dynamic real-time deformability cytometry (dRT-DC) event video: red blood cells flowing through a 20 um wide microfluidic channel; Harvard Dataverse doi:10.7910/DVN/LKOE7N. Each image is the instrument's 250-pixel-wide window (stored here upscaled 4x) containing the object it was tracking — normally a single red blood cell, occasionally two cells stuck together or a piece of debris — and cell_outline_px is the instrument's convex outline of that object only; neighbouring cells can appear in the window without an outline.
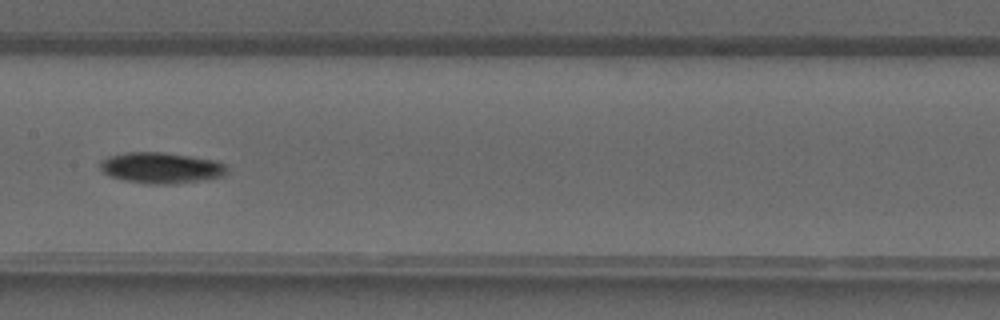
{"species": "common noctule bat (a hibernating species)", "species_latin": "Nyctalus noctula", "temperature_condition": "warm", "stored_images_in_passage": 30, "camera_frame_rate_fps": 3000, "um_per_image_px": 0.085, "animal": {"sex": "male", "forearm_length_mm": 52.5}, "frame": {"image": 1, "passage_image": 10, "time_ms": 3.0, "image_size_px": [1000, 320], "cell_outline_px": [[228, 172], [224, 176], [200, 180], [172, 184], [148, 184], [124, 180], [112, 176], [104, 172], [100, 168], [100, 160], [108, 156], [124, 152], [164, 152], [216, 160], [224, 164], [228, 168]], "centroid_in_image_um": [13.7, 14.26], "position_along_channel_um": 193.7, "area_um2": 22.95}}
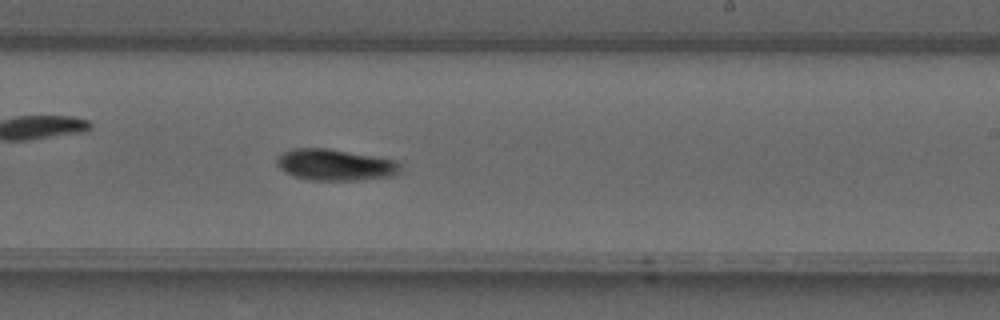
{"frame": {"image": 2, "passage_image": 14, "time_ms": 4.333, "image_size_px": [1000, 320], "cell_outline_px": [[400, 172], [388, 176], [356, 180], [308, 180], [292, 176], [284, 172], [276, 164], [276, 156], [280, 152], [292, 148], [328, 148], [396, 160], [400, 164]], "centroid_in_image_um": [28.4, 14.0], "position_along_channel_um": 260.6, "area_um2": 22.72}}
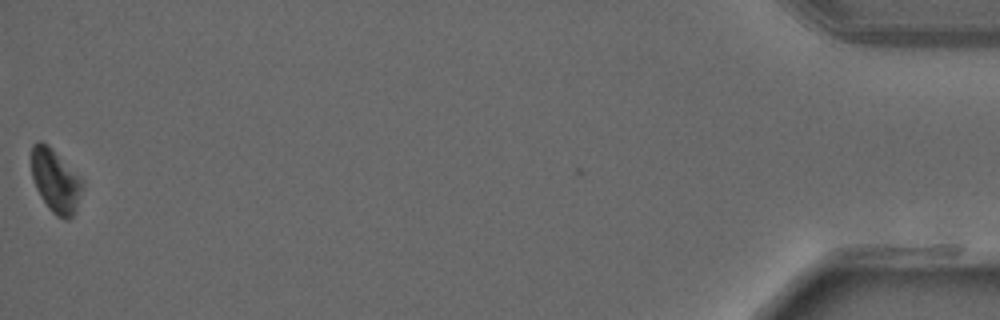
{"frame": {"image": 3, "passage_image": 30, "time_ms": 9.667, "image_size_px": [1000, 320], "cell_outline_px": [[84, 184], [76, 212], [68, 220], [64, 220], [56, 216], [48, 208], [36, 188], [32, 176], [32, 144], [40, 140], [48, 144], [84, 180]], "centroid_in_image_um": [4.75, 15.39], "position_along_channel_um": 430.5, "area_um2": 19.02}}